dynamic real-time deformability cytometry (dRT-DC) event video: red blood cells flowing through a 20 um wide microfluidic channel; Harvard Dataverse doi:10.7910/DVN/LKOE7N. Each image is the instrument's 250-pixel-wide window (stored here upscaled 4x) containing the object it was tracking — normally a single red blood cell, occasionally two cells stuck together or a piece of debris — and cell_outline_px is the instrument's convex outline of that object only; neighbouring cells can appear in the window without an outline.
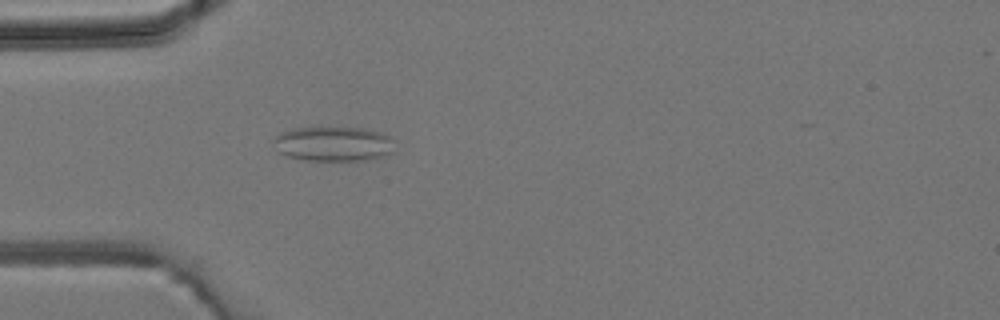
{"species": "common noctule bat (a hibernating species)", "species_latin": "Nyctalus noctula", "temperature_condition": "room temperature", "stored_images_in_passage": 4, "camera_frame_rate_fps": 3000, "um_per_image_px": 0.085, "animal": {"sex": "male", "body_mass_g": 19.2, "forearm_length_mm": 51.8}, "frame": {"image": 1, "passage_image": 4, "time_ms": 4.333, "image_size_px": [1000, 320], "cell_outline_px": [[392, 152], [384, 156], [364, 160], [304, 160], [288, 156], [280, 152], [272, 140], [280, 132], [296, 128], [360, 128], [380, 132], [388, 136], [392, 140]], "centroid_in_image_um": [28.32, 12.23], "position_along_channel_um": 56.7, "area_um2": 24.1}}